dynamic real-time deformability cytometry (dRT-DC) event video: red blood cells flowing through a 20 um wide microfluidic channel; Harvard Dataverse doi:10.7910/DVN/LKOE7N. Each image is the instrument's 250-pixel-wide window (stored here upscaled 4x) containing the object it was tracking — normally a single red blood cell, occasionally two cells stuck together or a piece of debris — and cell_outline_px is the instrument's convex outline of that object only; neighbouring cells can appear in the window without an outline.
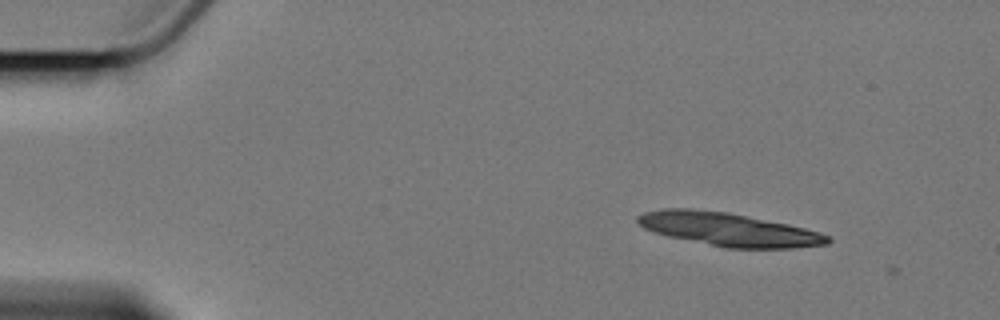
{"species": "Egyptian fruit bat (a non-hibernating species)", "species_latin": "Rousettus aegyptiacus", "temperature_condition": "cold", "stored_images_in_passage": 3, "camera_frame_rate_fps": 3000, "um_per_image_px": 0.085, "animal": {"sex": "female"}, "frame": {"image": 1, "passage_image": 2, "time_ms": 1.0, "image_size_px": [1000, 320], "cell_outline_px": [[832, 240], [828, 244], [792, 248], [724, 248], [668, 236], [644, 228], [636, 220], [636, 216], [644, 212], [660, 208], [692, 208], [728, 212], [788, 224], [804, 228], [828, 236]], "centroid_in_image_um": [61.88, 19.49], "position_along_channel_um": 23.1, "area_um2": 36.82}}